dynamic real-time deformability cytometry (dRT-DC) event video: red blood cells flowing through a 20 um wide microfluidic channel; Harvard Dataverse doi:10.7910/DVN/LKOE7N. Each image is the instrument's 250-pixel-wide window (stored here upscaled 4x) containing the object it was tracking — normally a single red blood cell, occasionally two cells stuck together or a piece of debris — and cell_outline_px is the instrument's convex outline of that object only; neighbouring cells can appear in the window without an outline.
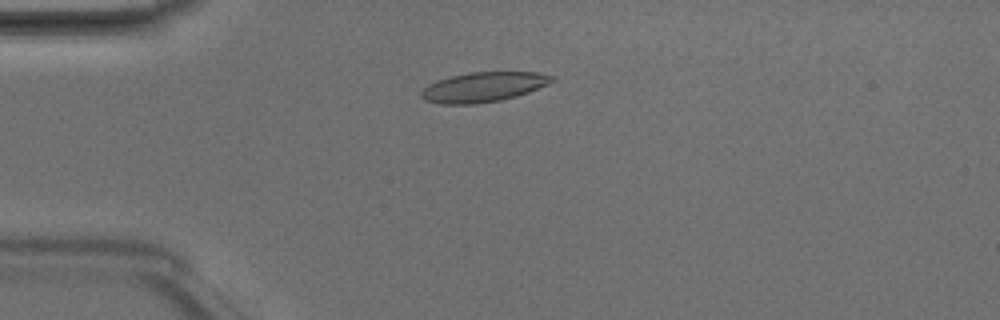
{"species": "Egyptian fruit bat (a non-hibernating species)", "species_latin": "Rousettus aegyptiacus", "temperature_condition": "room temperature", "stored_images_in_passage": 4, "camera_frame_rate_fps": 3000, "um_per_image_px": 0.085, "animal": {"sex": "male"}, "frame": {"image": 1, "passage_image": 4, "time_ms": 1.0, "image_size_px": [1000, 320], "cell_outline_px": [[556, 80], [548, 84], [528, 92], [516, 96], [500, 100], [476, 104], [440, 104], [424, 100], [420, 96], [420, 92], [428, 84], [436, 80], [468, 72], [540, 72], [556, 76]], "centroid_in_image_um": [41.09, 7.39], "position_along_channel_um": 43.9, "area_um2": 22.89}}